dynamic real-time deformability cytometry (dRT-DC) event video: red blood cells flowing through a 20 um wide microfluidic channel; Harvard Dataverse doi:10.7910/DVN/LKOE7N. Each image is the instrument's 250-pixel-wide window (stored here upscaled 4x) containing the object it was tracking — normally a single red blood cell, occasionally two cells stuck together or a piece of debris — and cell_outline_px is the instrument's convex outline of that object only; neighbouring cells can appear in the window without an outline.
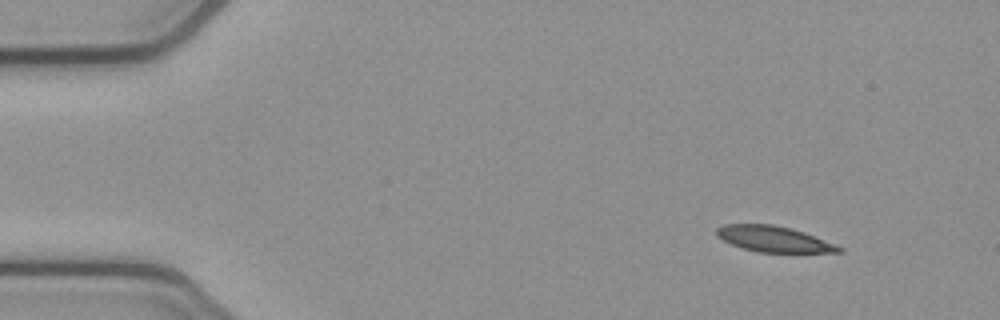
{"species": "common noctule bat (a hibernating species)", "species_latin": "Nyctalus noctula", "temperature_condition": "cold", "stored_images_in_passage": 48, "camera_frame_rate_fps": 3000, "um_per_image_px": 0.085, "animal": {"sex": "female", "body_mass_g": 21.9}, "frame": {"image": 1, "passage_image": 1, "time_ms": 0.0, "image_size_px": [1000, 320], "cell_outline_px": [[844, 252], [756, 252], [732, 244], [716, 236], [716, 228], [724, 224], [772, 224], [792, 228], [804, 232], [836, 244], [844, 248]], "centroid_in_image_um": [65.79, 20.31], "position_along_channel_um": 19.2, "area_um2": 18.38}}
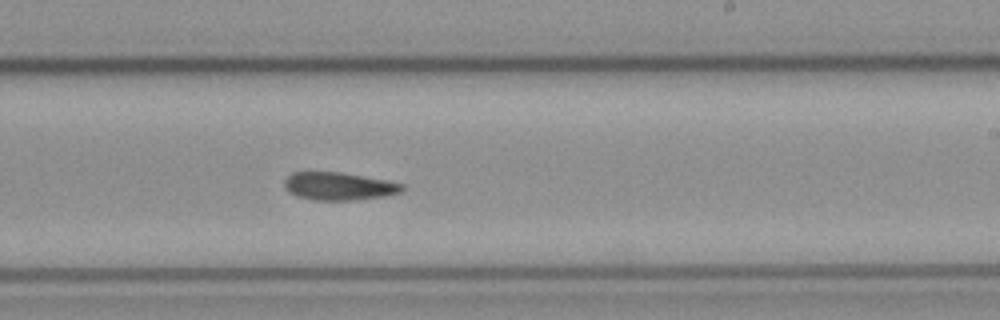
{"frame": {"image": 2, "passage_image": 27, "time_ms": 8.667, "image_size_px": [1000, 320], "cell_outline_px": [[404, 188], [400, 192], [384, 196], [356, 200], [316, 200], [296, 196], [288, 192], [284, 188], [284, 180], [292, 172], [340, 172], [388, 180], [404, 184]], "centroid_in_image_um": [28.79, 15.83], "position_along_channel_um": 260.2, "area_um2": 19.19}}
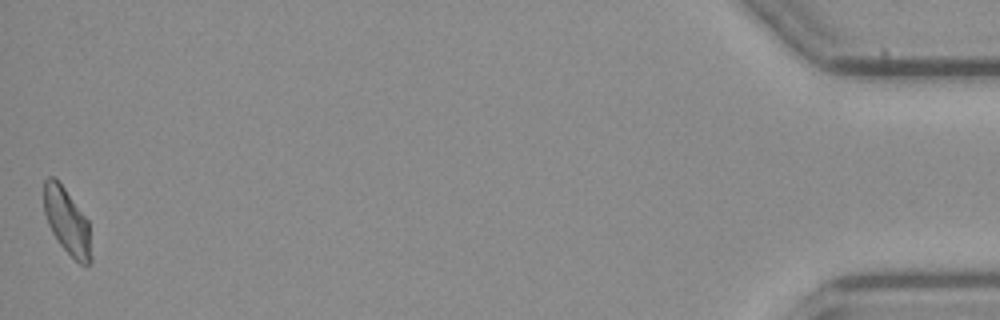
{"frame": {"image": 3, "passage_image": 48, "time_ms": 15.667, "image_size_px": [1000, 320], "cell_outline_px": [[92, 260], [88, 264], [80, 264], [60, 244], [52, 232], [48, 224], [44, 212], [44, 180], [48, 176], [56, 176], [88, 220], [92, 256]], "centroid_in_image_um": [5.69, 18.77], "position_along_channel_um": 429.5, "area_um2": 18.21}}